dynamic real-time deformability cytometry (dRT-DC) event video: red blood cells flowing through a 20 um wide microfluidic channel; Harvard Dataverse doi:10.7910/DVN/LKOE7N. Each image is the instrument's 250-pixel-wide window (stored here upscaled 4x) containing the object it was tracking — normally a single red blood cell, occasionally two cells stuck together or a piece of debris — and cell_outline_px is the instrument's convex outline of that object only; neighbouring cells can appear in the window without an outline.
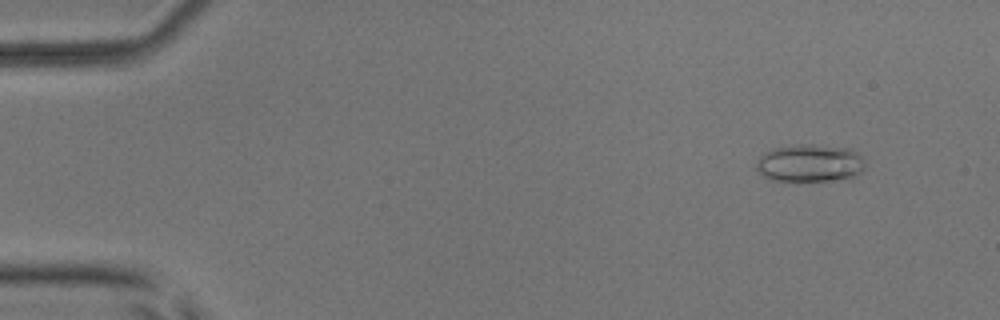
{"species": "common noctule bat (a hibernating species)", "species_latin": "Nyctalus noctula", "temperature_condition": "room temperature", "stored_images_in_passage": 53, "camera_frame_rate_fps": 3000, "um_per_image_px": 0.085, "animal": {"sex": "male", "body_mass_g": 17.9, "forearm_length_mm": 54.2}, "frame": {"image": 1, "passage_image": 5, "time_ms": 1.333, "image_size_px": [1000, 320], "cell_outline_px": [[864, 168], [852, 180], [768, 180], [756, 168], [756, 164], [760, 156], [764, 152], [772, 148], [796, 144], [812, 144], [852, 148], [864, 156]], "centroid_in_image_um": [68.89, 13.85], "position_along_channel_um": 16.1, "area_um2": 24.33}}
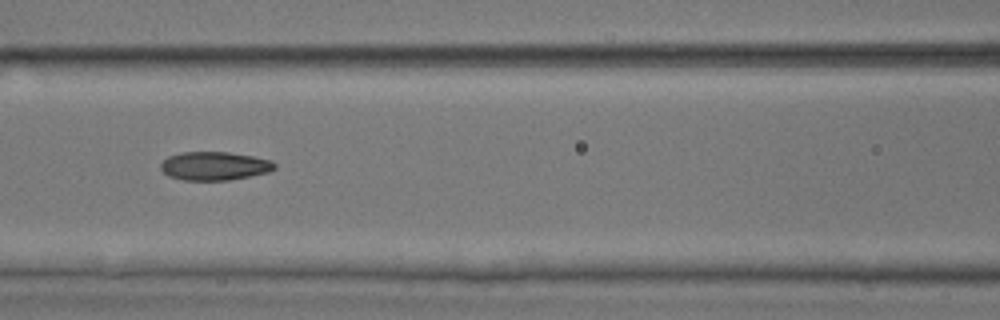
{"frame": {"image": 2, "passage_image": 24, "time_ms": 7.667, "image_size_px": [1000, 320], "cell_outline_px": [[276, 168], [268, 172], [228, 180], [184, 180], [168, 176], [160, 168], [160, 164], [168, 156], [180, 152], [228, 152], [252, 156], [272, 160], [276, 164]], "centroid_in_image_um": [18.22, 14.1], "position_along_channel_um": 148.4, "area_um2": 18.9}}
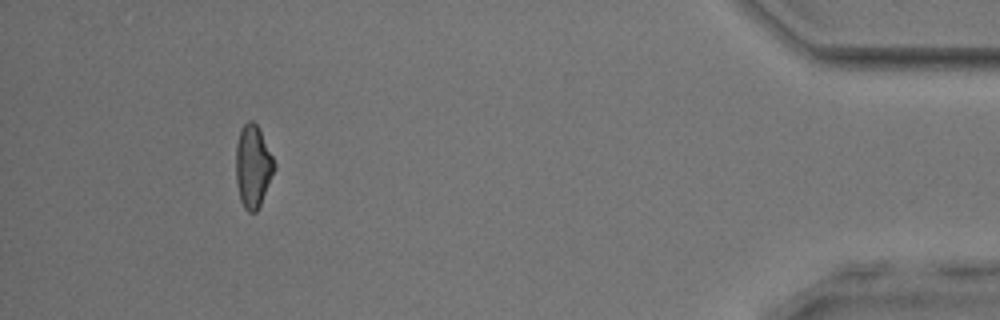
{"frame": {"image": 3, "passage_image": 49, "time_ms": 16.0, "image_size_px": [1000, 320], "cell_outline_px": [[276, 168], [260, 204], [256, 212], [248, 212], [244, 208], [240, 200], [236, 180], [236, 144], [240, 128], [248, 120], [252, 120], [256, 124], [276, 164]], "centroid_in_image_um": [21.49, 14.14], "position_along_channel_um": 413.7, "area_um2": 18.32}, "authors_computed_cell_mechanics": {"area_um2": 19.0162, "velocity_mm_per_s": 3.9253, "shape_relaxation_time_tau1_ms": 10.7007, "shape_relaxation_time_tau2_ms": 2.0549, "deformation_change_tau1": 0.2213, "deformation_change_tau2": 0.08}}